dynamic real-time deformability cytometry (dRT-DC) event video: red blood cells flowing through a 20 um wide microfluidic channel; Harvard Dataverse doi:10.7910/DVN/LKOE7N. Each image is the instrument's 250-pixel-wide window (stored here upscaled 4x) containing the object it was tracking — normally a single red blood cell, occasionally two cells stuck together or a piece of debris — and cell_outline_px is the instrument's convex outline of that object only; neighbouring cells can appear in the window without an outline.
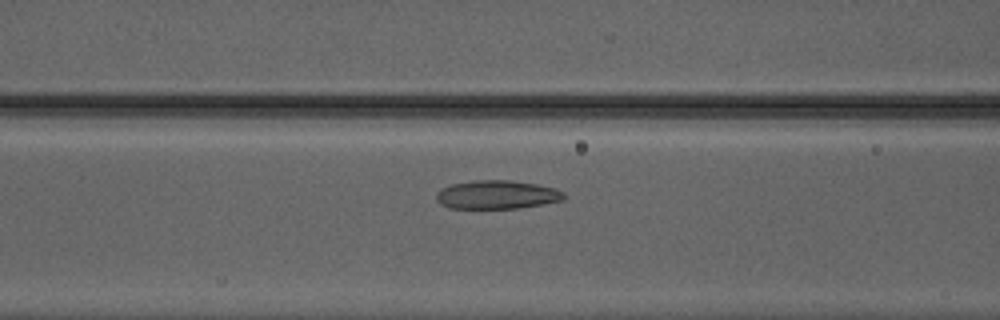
{"species": "Egyptian fruit bat (a non-hibernating species)", "species_latin": "Rousettus aegyptiacus", "temperature_condition": "warm", "stored_images_in_passage": 36, "camera_frame_rate_fps": 3000, "um_per_image_px": 0.085, "animal": {"sex": "male"}, "frame": {"image": 1, "passage_image": 7, "time_ms": 2.0, "image_size_px": [1000, 320], "cell_outline_px": [[564, 200], [544, 204], [516, 208], [448, 208], [440, 204], [436, 200], [436, 192], [440, 188], [452, 184], [472, 180], [512, 180], [536, 184], [556, 188], [564, 192]], "centroid_in_image_um": [42.22, 16.54], "position_along_channel_um": 124.4, "area_um2": 21.44}}
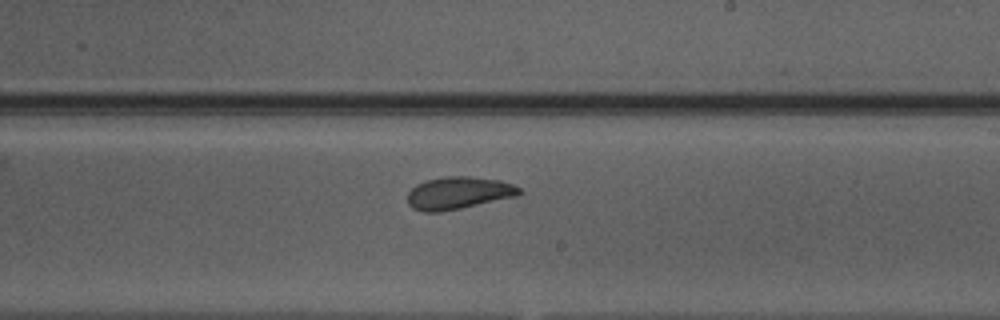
{"frame": {"image": 2, "passage_image": 16, "time_ms": 5.0, "image_size_px": [1000, 320], "cell_outline_px": [[524, 192], [516, 196], [460, 208], [440, 212], [424, 212], [412, 208], [408, 204], [408, 192], [416, 184], [428, 180], [444, 176], [468, 176], [500, 180], [512, 184], [520, 188]], "centroid_in_image_um": [38.96, 16.4], "position_along_channel_um": 250.0, "area_um2": 21.04}}
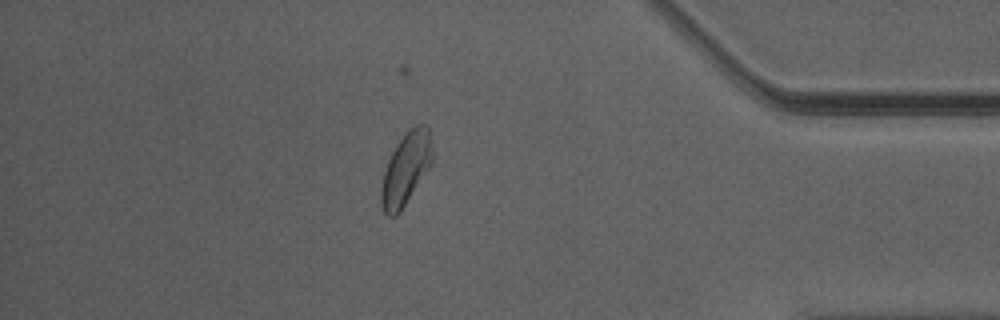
{"frame": {"image": 3, "passage_image": 29, "time_ms": 9.333, "image_size_px": [1000, 320], "cell_outline_px": [[432, 164], [400, 212], [396, 216], [388, 216], [384, 212], [380, 204], [380, 188], [384, 172], [388, 160], [396, 144], [408, 128], [416, 124], [428, 124], [432, 140]], "centroid_in_image_um": [34.51, 14.32], "position_along_channel_um": 400.7, "area_um2": 21.91}, "authors_computed_cell_mechanics": {"area_um2": 21.1837, "velocity_mm_per_s": 4.1953, "shape_relaxation_time_tau1_ms": 6.7981, "shape_relaxation_time_tau2_ms": 2.2024, "deformation_change_tau1": 0.1702, "deformation_change_tau2": 0.0888}}